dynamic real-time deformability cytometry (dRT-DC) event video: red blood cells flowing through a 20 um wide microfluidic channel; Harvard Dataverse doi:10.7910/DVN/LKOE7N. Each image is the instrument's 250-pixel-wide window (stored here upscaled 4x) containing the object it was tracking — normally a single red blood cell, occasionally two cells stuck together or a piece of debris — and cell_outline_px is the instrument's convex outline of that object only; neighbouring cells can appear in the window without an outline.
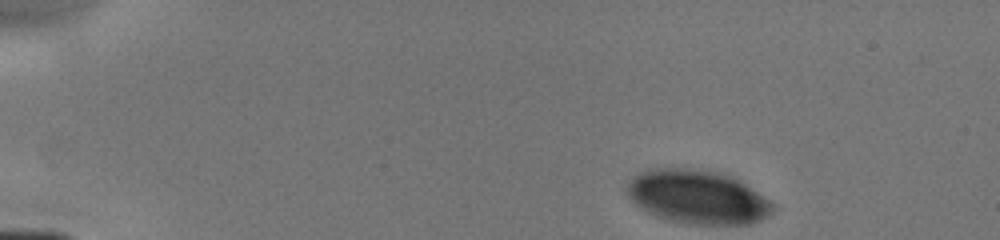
{"species": "human", "species_latin": "Homo sapiens", "temperature_condition": "cold", "stored_images_in_passage": 3, "camera_frame_rate_fps": 3000, "um_per_image_px": 0.085, "donor": {"sex": "male"}, "frame": {"image": 1, "passage_image": 1, "time_ms": 0.0, "image_size_px": [1000, 240], "cell_outline_px": [[776, 208], [772, 212], [760, 220], [748, 224], [688, 224], [672, 220], [648, 212], [640, 208], [628, 196], [628, 184], [632, 176], [640, 172], [652, 168], [688, 168], [716, 172], [732, 176], [768, 200]], "centroid_in_image_um": [59.27, 16.73], "position_along_channel_um": 25.7, "area_um2": 45.03}}